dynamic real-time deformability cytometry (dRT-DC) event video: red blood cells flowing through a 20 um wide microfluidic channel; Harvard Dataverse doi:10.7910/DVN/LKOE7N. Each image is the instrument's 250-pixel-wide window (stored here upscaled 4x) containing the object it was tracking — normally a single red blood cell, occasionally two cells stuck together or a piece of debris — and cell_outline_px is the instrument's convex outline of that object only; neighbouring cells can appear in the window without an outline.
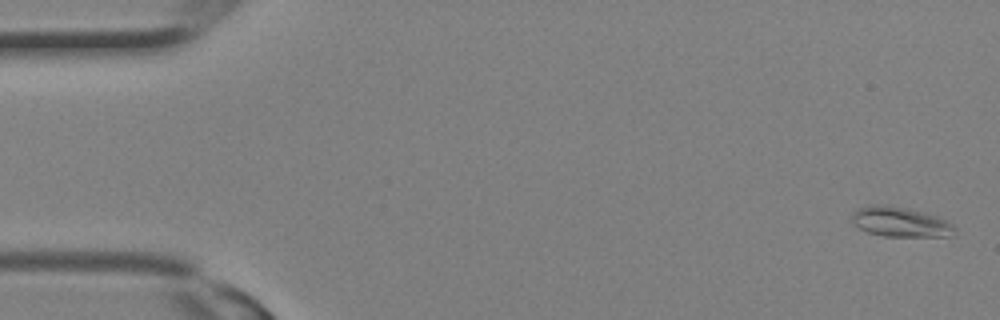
{"species": "Egyptian fruit bat (a non-hibernating species)", "species_latin": "Rousettus aegyptiacus", "temperature_condition": "room temperature", "stored_images_in_passage": 31, "segment_of_instrument_passage": [1, 2], "camera_frame_rate_fps": 3000, "um_per_image_px": 0.085, "animal": {"sex": "female"}, "frame": {"image": 1, "passage_image": 1, "time_ms": 0.0, "image_size_px": [1000, 320], "cell_outline_px": [[956, 228], [948, 236], [884, 236], [868, 232], [852, 224], [852, 212], [856, 208], [868, 204], [884, 204], [908, 208], [924, 212], [936, 216], [952, 224]], "centroid_in_image_um": [76.44, 18.84], "position_along_channel_um": 8.6, "area_um2": 17.92}}
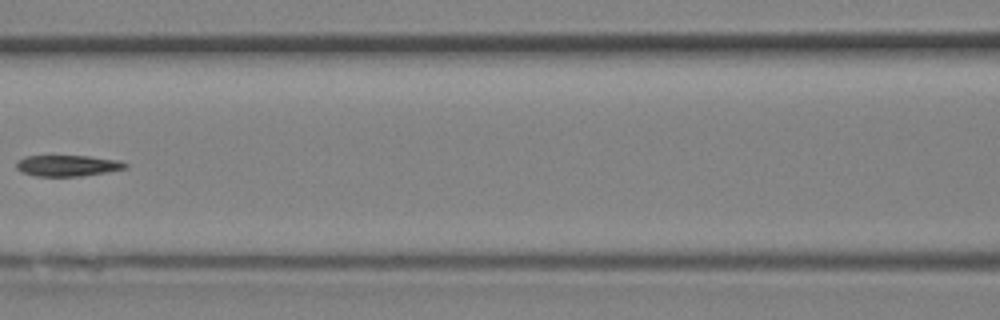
{"frame": {"image": 2, "passage_image": 14, "time_ms": 4.333, "image_size_px": [1000, 320], "cell_outline_px": [[128, 168], [80, 176], [36, 176], [20, 172], [16, 168], [16, 164], [24, 156], [88, 156], [120, 160], [128, 164]], "centroid_in_image_um": [5.75, 14.08], "position_along_channel_um": 160.9, "area_um2": 13.35}}
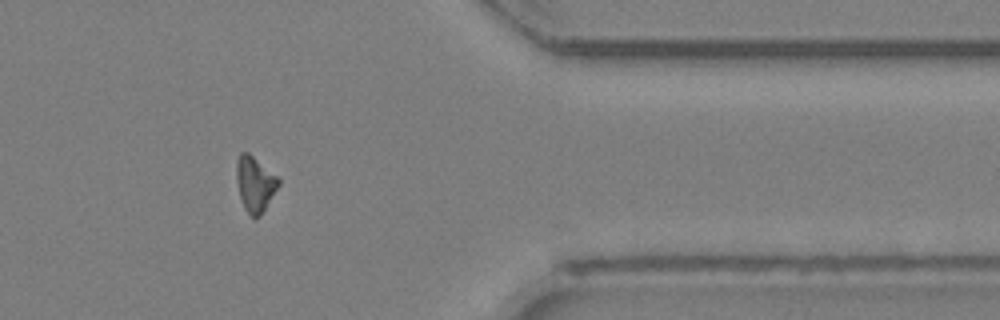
{"frame": {"image": 3, "passage_image": 25, "time_ms": 8.0, "image_size_px": [1000, 320], "cell_outline_px": [[280, 184], [260, 216], [252, 216], [244, 208], [240, 196], [236, 180], [236, 160], [240, 152], [248, 152], [276, 176], [280, 180]], "centroid_in_image_um": [21.65, 15.61], "position_along_channel_um": 389.7, "area_um2": 13.29}}